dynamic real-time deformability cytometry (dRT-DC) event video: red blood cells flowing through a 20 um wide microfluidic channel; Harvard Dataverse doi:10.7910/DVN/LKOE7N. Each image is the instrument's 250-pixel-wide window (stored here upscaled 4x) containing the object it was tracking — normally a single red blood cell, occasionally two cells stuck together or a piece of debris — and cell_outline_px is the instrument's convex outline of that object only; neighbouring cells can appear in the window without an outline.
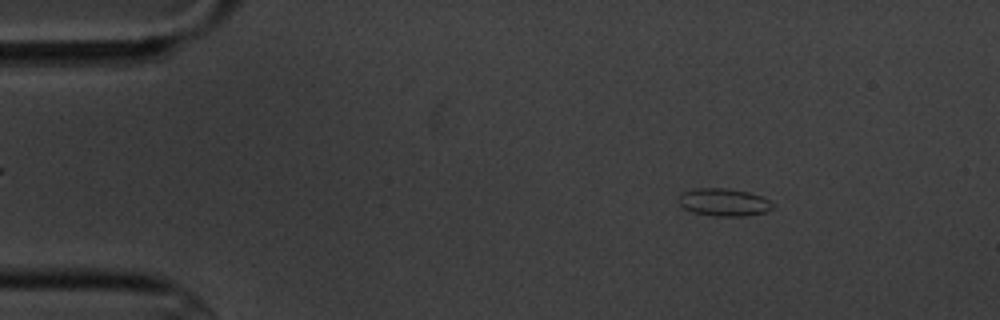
{"species": "common noctule bat (a hibernating species)", "species_latin": "Nyctalus noctula", "temperature_condition": "cold", "stored_images_in_passage": 4, "camera_frame_rate_fps": 3000, "um_per_image_px": 0.085, "animal": {"sex": "male", "body_mass_g": 20.1, "forearm_length_mm": 53.5}, "frame": {"image": 1, "passage_image": 1, "time_ms": 0.0, "image_size_px": [1000, 320], "cell_outline_px": [[776, 204], [772, 208], [764, 212], [748, 216], [712, 216], [692, 212], [684, 208], [680, 204], [680, 192], [696, 188], [724, 188], [748, 192], [764, 196]], "centroid_in_image_um": [61.56, 17.19], "position_along_channel_um": 23.4, "area_um2": 15.32}}
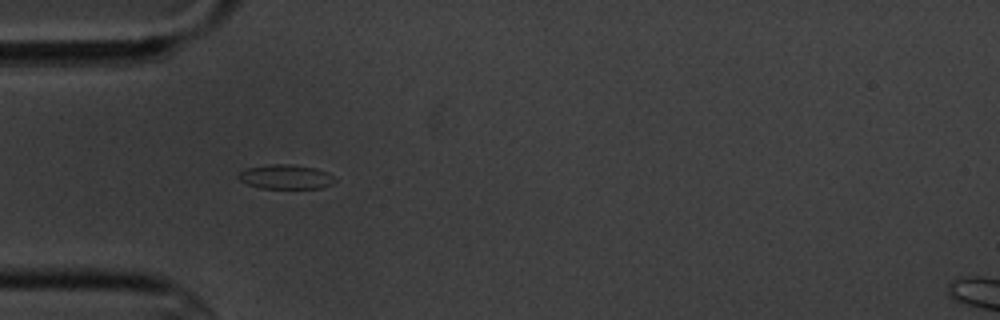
{"frame": {"image": 2, "passage_image": 3, "time_ms": 3.0, "image_size_px": [1000, 320], "cell_outline_px": [[336, 180], [332, 184], [320, 188], [260, 188], [248, 184], [240, 180], [236, 176], [240, 172], [248, 168], [272, 164], [292, 164], [316, 168], [332, 176]], "centroid_in_image_um": [24.28, 15.03], "position_along_channel_um": 60.7, "area_um2": 13.53}}
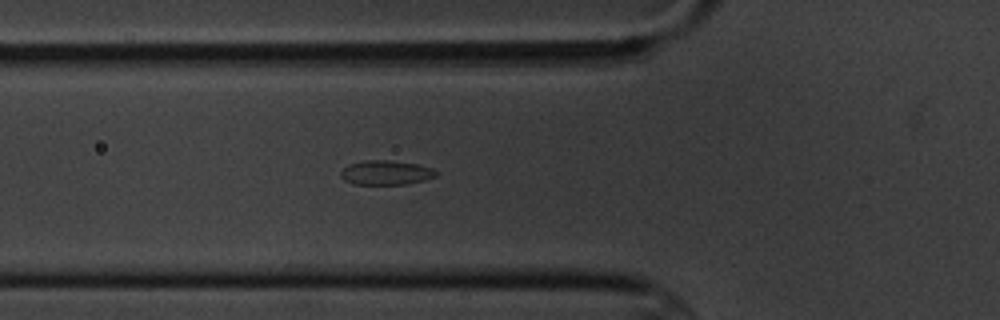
{"frame": {"image": 3, "passage_image": 4, "time_ms": 4.0, "image_size_px": [1000, 320], "cell_outline_px": [[440, 172], [436, 176], [424, 180], [404, 184], [352, 184], [344, 180], [340, 176], [340, 172], [348, 164], [364, 160], [388, 160], [416, 164], [432, 168]], "centroid_in_image_um": [32.79, 14.67], "position_along_channel_um": 93.0, "area_um2": 13.58}}